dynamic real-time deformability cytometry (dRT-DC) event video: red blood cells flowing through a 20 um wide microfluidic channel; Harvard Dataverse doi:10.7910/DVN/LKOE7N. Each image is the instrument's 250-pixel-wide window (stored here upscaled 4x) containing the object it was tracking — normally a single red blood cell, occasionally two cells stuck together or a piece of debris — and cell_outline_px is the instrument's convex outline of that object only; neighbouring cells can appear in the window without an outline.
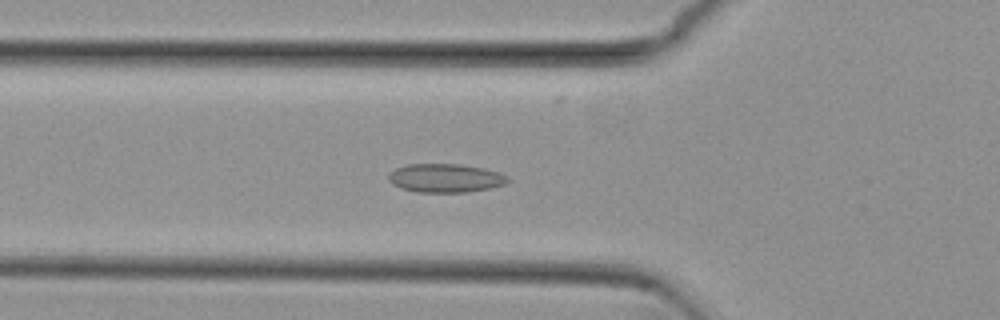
{"species": "common noctule bat (a hibernating species)", "species_latin": "Nyctalus noctula", "temperature_condition": "cold", "stored_images_in_passage": 54, "camera_frame_rate_fps": 3000, "um_per_image_px": 0.085, "animal": {"sex": "female", "body_mass_g": 29.2, "forearm_length_mm": 56.3}, "frame": {"image": 1, "passage_image": 19, "time_ms": 6.0, "image_size_px": [1000, 320], "cell_outline_px": [[508, 180], [504, 184], [488, 188], [468, 192], [416, 192], [400, 188], [392, 184], [388, 180], [388, 176], [396, 168], [408, 164], [460, 164], [484, 168], [500, 172], [508, 176]], "centroid_in_image_um": [37.85, 15.13], "position_along_channel_um": 88.0, "area_um2": 19.88}}
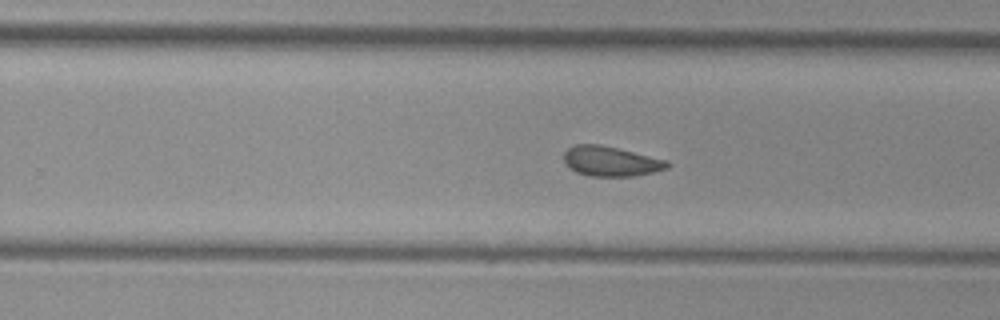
{"frame": {"image": 2, "passage_image": 34, "time_ms": 11.0, "image_size_px": [1000, 320], "cell_outline_px": [[672, 164], [668, 168], [636, 176], [588, 176], [576, 172], [568, 168], [564, 164], [564, 152], [568, 148], [576, 144], [600, 144], [668, 160]], "centroid_in_image_um": [51.91, 13.71], "position_along_channel_um": 277.9, "area_um2": 18.21}}
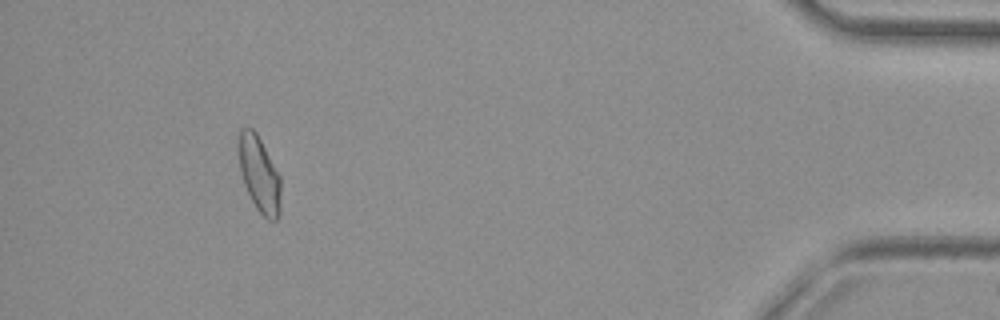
{"frame": {"image": 3, "passage_image": 50, "time_ms": 16.333, "image_size_px": [1000, 320], "cell_outline_px": [[280, 216], [276, 220], [268, 220], [256, 208], [244, 184], [240, 172], [240, 128], [252, 128], [256, 132], [280, 176]], "centroid_in_image_um": [22.07, 14.86], "position_along_channel_um": 413.1, "area_um2": 18.15}, "authors_computed_cell_mechanics": {"area_um2": 18.9006, "velocity_mm_per_s": 3.7975, "shape_relaxation_time_tau1_ms": null, "shape_relaxation_time_tau2_ms": 2.4976, "deformation_change_tau1": null, "deformation_change_tau2": 0.0697}}